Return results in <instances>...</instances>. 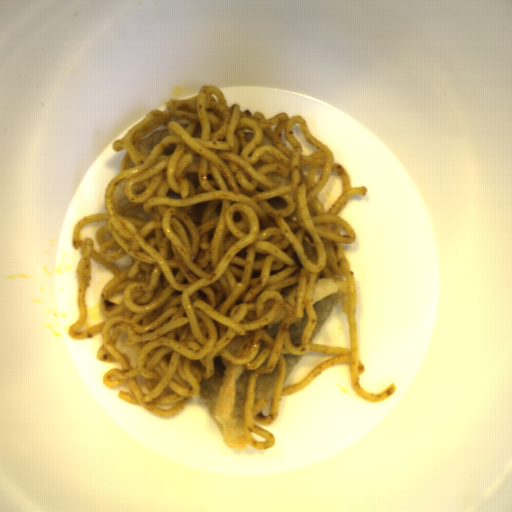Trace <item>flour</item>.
<instances>
[{"label":"flour","instance_id":"66d56a37","mask_svg":"<svg viewBox=\"0 0 512 512\" xmlns=\"http://www.w3.org/2000/svg\"><path fill=\"white\" fill-rule=\"evenodd\" d=\"M276 379H277L276 375L269 374V375H263L261 378H259L257 380L255 402L258 401V399L266 400L267 403H266V406L263 407V409L271 404V397H272L273 390L275 388Z\"/></svg>","mask_w":512,"mask_h":512},{"label":"flour","instance_id":"a7fe0414","mask_svg":"<svg viewBox=\"0 0 512 512\" xmlns=\"http://www.w3.org/2000/svg\"><path fill=\"white\" fill-rule=\"evenodd\" d=\"M310 294L315 312L313 335L311 339L313 343L342 293L333 278L315 279Z\"/></svg>","mask_w":512,"mask_h":512},{"label":"flour","instance_id":"cc3e68f7","mask_svg":"<svg viewBox=\"0 0 512 512\" xmlns=\"http://www.w3.org/2000/svg\"><path fill=\"white\" fill-rule=\"evenodd\" d=\"M307 321V314L303 310L302 320L291 325L289 328L290 337L296 345H302V330L305 328Z\"/></svg>","mask_w":512,"mask_h":512},{"label":"flour","instance_id":"c2a2500e","mask_svg":"<svg viewBox=\"0 0 512 512\" xmlns=\"http://www.w3.org/2000/svg\"><path fill=\"white\" fill-rule=\"evenodd\" d=\"M213 364V374L199 382L198 394L226 448L246 450L249 443L244 432V412L248 369L218 355L213 358Z\"/></svg>","mask_w":512,"mask_h":512},{"label":"flour","instance_id":"db9e18be","mask_svg":"<svg viewBox=\"0 0 512 512\" xmlns=\"http://www.w3.org/2000/svg\"><path fill=\"white\" fill-rule=\"evenodd\" d=\"M304 354V353H303ZM303 354H282L285 364L284 384L289 379Z\"/></svg>","mask_w":512,"mask_h":512}]
</instances>
